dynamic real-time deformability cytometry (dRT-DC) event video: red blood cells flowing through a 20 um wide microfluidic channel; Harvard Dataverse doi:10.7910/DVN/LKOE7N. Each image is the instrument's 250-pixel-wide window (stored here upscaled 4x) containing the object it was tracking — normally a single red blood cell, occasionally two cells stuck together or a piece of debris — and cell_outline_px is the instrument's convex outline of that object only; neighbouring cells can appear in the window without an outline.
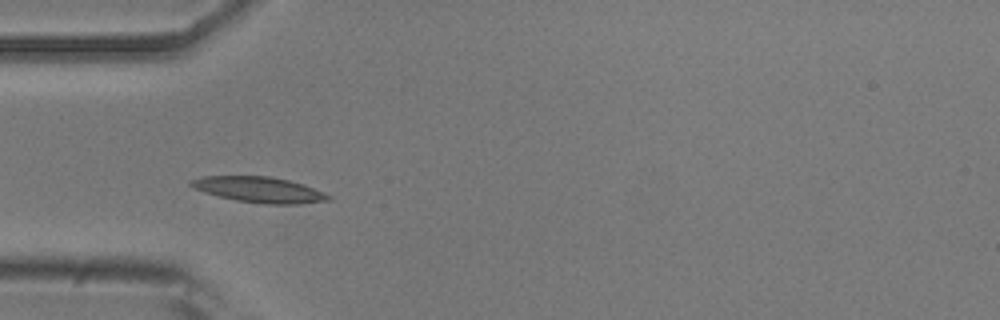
{"species": "common noctule bat (a hibernating species)", "species_latin": "Nyctalus noctula", "temperature_condition": "room temperature", "stored_images_in_passage": 39, "camera_frame_rate_fps": 3000, "um_per_image_px": 0.085, "animal": {"sex": "male", "body_mass_g": 20.5, "forearm_length_mm": 52.5}, "frame": {"image": 1, "passage_image": 1, "time_ms": 0.0, "image_size_px": [1000, 320], "cell_outline_px": [[332, 200], [300, 204], [264, 204], [236, 200], [204, 192], [188, 184], [188, 180], [200, 176], [272, 176], [304, 184], [324, 192], [332, 196]], "centroid_in_image_um": [22.06, 16.12], "position_along_channel_um": 62.9, "area_um2": 20.69}}
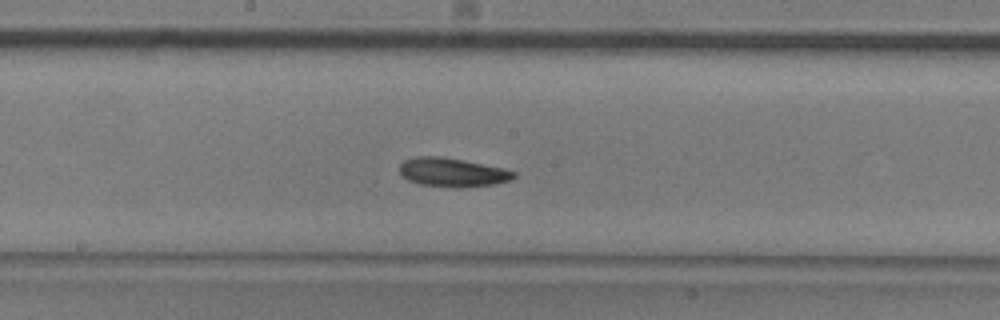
{"frame": {"image": 2, "passage_image": 13, "time_ms": 4.0, "image_size_px": [1000, 320], "cell_outline_px": [[516, 176], [512, 180], [496, 184], [460, 188], [452, 188], [420, 184], [408, 180], [400, 172], [400, 164], [404, 160], [416, 156], [440, 156], [464, 160], [504, 168], [516, 172]], "centroid_in_image_um": [38.49, 14.65], "position_along_channel_um": 209.7, "area_um2": 19.42}}
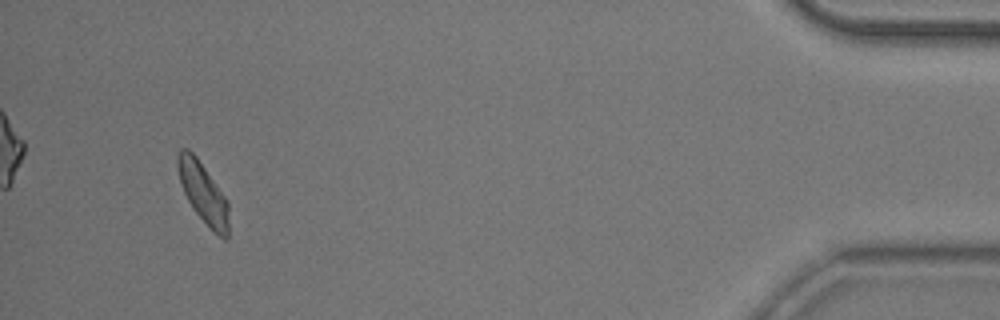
{"frame": {"image": 3, "passage_image": 36, "time_ms": 11.667, "image_size_px": [1000, 320], "cell_outline_px": [[228, 240], [224, 240], [192, 208], [184, 192], [180, 180], [176, 164], [176, 156], [180, 148], [188, 148], [196, 156], [228, 200]], "centroid_in_image_um": [17.25, 16.34], "position_along_channel_um": 417.9, "area_um2": 17.74}, "authors_computed_cell_mechanics": {"area_um2": 18.6694, "velocity_mm_per_s": 3.6713, "shape_relaxation_time_tau1_ms": 4.5273, "shape_relaxation_time_tau2_ms": 10.8799, "deformation_change_tau1": 0.1268, "deformation_change_tau2": 0.1459}}